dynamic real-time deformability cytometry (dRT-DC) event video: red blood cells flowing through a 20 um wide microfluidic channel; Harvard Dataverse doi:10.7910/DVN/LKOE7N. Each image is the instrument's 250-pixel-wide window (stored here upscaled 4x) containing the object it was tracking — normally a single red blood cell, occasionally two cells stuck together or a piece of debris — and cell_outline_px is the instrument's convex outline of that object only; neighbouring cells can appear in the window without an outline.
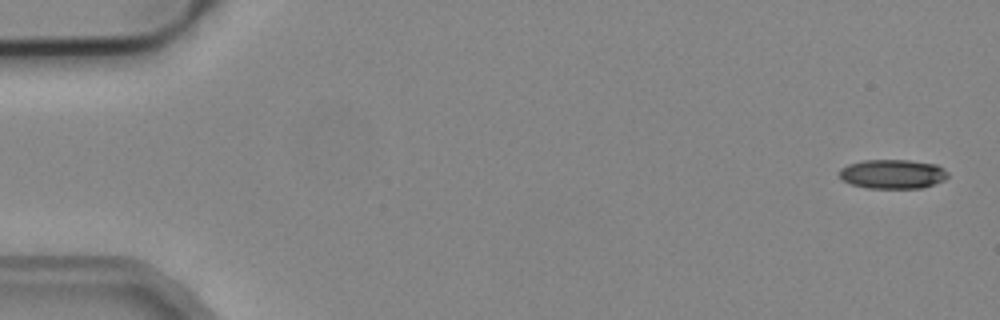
{"species": "common noctule bat (a hibernating species)", "species_latin": "Nyctalus noctula", "temperature_condition": "cold", "stored_images_in_passage": 5, "segment_of_instrument_passage": [1, 2], "camera_frame_rate_fps": 3000, "um_per_image_px": 0.085, "animal": {"sex": "male", "body_mass_g": 19.2, "forearm_length_mm": 51.8}, "frame": {"image": 1, "passage_image": 1, "time_ms": 0.0, "image_size_px": [1000, 320], "cell_outline_px": [[948, 176], [944, 180], [920, 188], [868, 188], [852, 184], [844, 180], [840, 176], [840, 168], [848, 164], [864, 160], [908, 160], [936, 164], [944, 168], [948, 172]], "centroid_in_image_um": [75.89, 14.78], "position_along_channel_um": 9.1, "area_um2": 18.38}}